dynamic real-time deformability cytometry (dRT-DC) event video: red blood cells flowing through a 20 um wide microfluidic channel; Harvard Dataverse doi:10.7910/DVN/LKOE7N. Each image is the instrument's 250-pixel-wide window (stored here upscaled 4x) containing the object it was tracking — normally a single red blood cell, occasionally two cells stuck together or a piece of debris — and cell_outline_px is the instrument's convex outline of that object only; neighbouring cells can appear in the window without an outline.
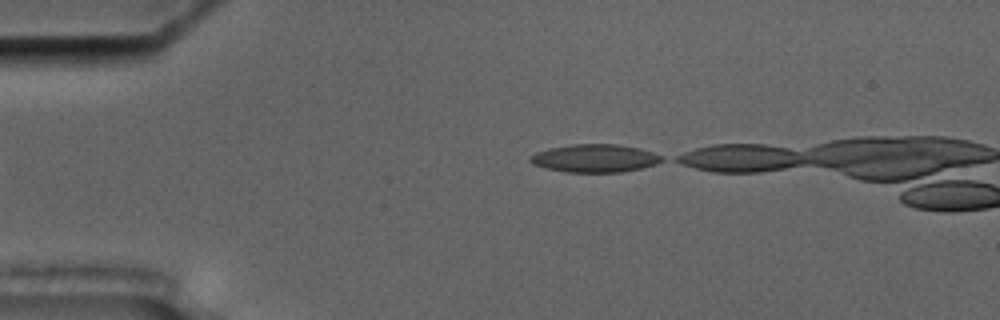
{"species": "common noctule bat (a hibernating species)", "species_latin": "Nyctalus noctula", "temperature_condition": "cold", "stored_images_in_passage": 4, "camera_frame_rate_fps": 3000, "um_per_image_px": 0.085, "animal": {"sex": "male", "body_mass_g": 17.5, "forearm_length_mm": 52.3}, "frame": {"image": 1, "passage_image": 1, "time_ms": 0.0, "image_size_px": [1000, 320], "cell_outline_px": [[664, 160], [656, 164], [640, 168], [620, 172], [564, 172], [532, 164], [528, 160], [528, 156], [536, 152], [548, 148], [572, 144], [616, 144], [640, 148], [664, 156]], "centroid_in_image_um": [50.54, 13.44], "position_along_channel_um": 34.5, "area_um2": 21.56}}